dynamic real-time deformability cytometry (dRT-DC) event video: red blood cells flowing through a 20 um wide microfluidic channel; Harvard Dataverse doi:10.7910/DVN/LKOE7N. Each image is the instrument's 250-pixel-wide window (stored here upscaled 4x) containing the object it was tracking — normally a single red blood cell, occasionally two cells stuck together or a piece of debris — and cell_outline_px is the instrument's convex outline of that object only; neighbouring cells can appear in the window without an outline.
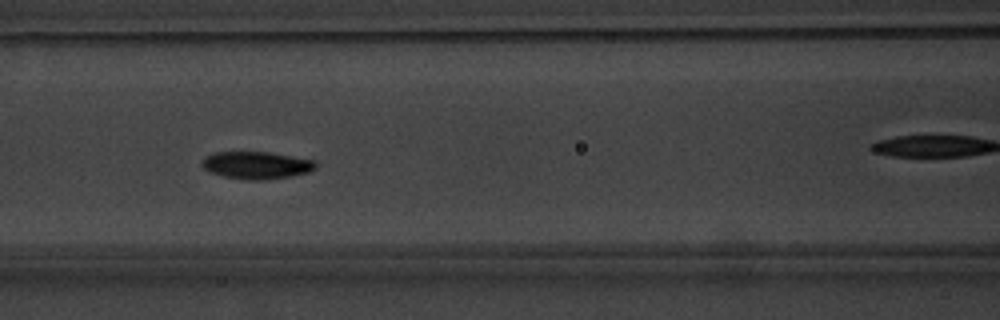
{"species": "common noctule bat (a hibernating species)", "species_latin": "Nyctalus noctula", "temperature_condition": "warm", "stored_images_in_passage": 56, "camera_frame_rate_fps": 3000, "um_per_image_px": 0.085, "animal": {"sex": "male", "body_mass_g": 20.1, "forearm_length_mm": 53.5}, "frame": {"image": 1, "passage_image": 25, "time_ms": 8.0, "image_size_px": [1000, 320], "cell_outline_px": [[316, 168], [308, 172], [292, 176], [260, 180], [252, 180], [224, 176], [212, 172], [204, 168], [200, 164], [200, 160], [204, 156], [216, 152], [268, 152], [316, 160]], "centroid_in_image_um": [21.79, 14.03], "position_along_channel_um": 144.8, "area_um2": 18.09}, "authors_computed_cell_mechanics": {"area_um2": 17.2822, "velocity_mm_per_s": 3.7522, "shape_relaxation_time_tau1_ms": 3.3541, "shape_relaxation_time_tau2_ms": null, "deformation_change_tau1": 0.1766, "deformation_change_tau2": null}}